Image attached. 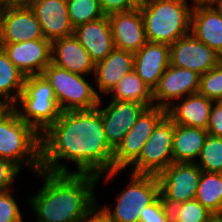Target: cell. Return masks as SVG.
<instances>
[{"label": "cell", "mask_w": 222, "mask_h": 222, "mask_svg": "<svg viewBox=\"0 0 222 222\" xmlns=\"http://www.w3.org/2000/svg\"><path fill=\"white\" fill-rule=\"evenodd\" d=\"M195 199L213 214H222V173L202 171Z\"/></svg>", "instance_id": "27"}, {"label": "cell", "mask_w": 222, "mask_h": 222, "mask_svg": "<svg viewBox=\"0 0 222 222\" xmlns=\"http://www.w3.org/2000/svg\"><path fill=\"white\" fill-rule=\"evenodd\" d=\"M82 222H114L106 211L97 204L88 212Z\"/></svg>", "instance_id": "37"}, {"label": "cell", "mask_w": 222, "mask_h": 222, "mask_svg": "<svg viewBox=\"0 0 222 222\" xmlns=\"http://www.w3.org/2000/svg\"><path fill=\"white\" fill-rule=\"evenodd\" d=\"M202 170L197 164L173 162L156 176L160 186V196L169 207L195 199Z\"/></svg>", "instance_id": "10"}, {"label": "cell", "mask_w": 222, "mask_h": 222, "mask_svg": "<svg viewBox=\"0 0 222 222\" xmlns=\"http://www.w3.org/2000/svg\"><path fill=\"white\" fill-rule=\"evenodd\" d=\"M190 33L222 57V15L213 5L193 6Z\"/></svg>", "instance_id": "21"}, {"label": "cell", "mask_w": 222, "mask_h": 222, "mask_svg": "<svg viewBox=\"0 0 222 222\" xmlns=\"http://www.w3.org/2000/svg\"><path fill=\"white\" fill-rule=\"evenodd\" d=\"M72 110L61 116L41 135V170L56 174H91L109 181L121 171H112L114 149L105 137L99 106ZM61 159L74 162L70 171Z\"/></svg>", "instance_id": "1"}, {"label": "cell", "mask_w": 222, "mask_h": 222, "mask_svg": "<svg viewBox=\"0 0 222 222\" xmlns=\"http://www.w3.org/2000/svg\"><path fill=\"white\" fill-rule=\"evenodd\" d=\"M127 189L117 196L114 210L102 207L114 222H139L140 213L160 196L156 175L131 173Z\"/></svg>", "instance_id": "7"}, {"label": "cell", "mask_w": 222, "mask_h": 222, "mask_svg": "<svg viewBox=\"0 0 222 222\" xmlns=\"http://www.w3.org/2000/svg\"><path fill=\"white\" fill-rule=\"evenodd\" d=\"M188 0H144L139 2L146 39L173 44L190 33L193 5Z\"/></svg>", "instance_id": "4"}, {"label": "cell", "mask_w": 222, "mask_h": 222, "mask_svg": "<svg viewBox=\"0 0 222 222\" xmlns=\"http://www.w3.org/2000/svg\"><path fill=\"white\" fill-rule=\"evenodd\" d=\"M194 3H192V5H199V4H211L212 2H214L215 0H193Z\"/></svg>", "instance_id": "41"}, {"label": "cell", "mask_w": 222, "mask_h": 222, "mask_svg": "<svg viewBox=\"0 0 222 222\" xmlns=\"http://www.w3.org/2000/svg\"><path fill=\"white\" fill-rule=\"evenodd\" d=\"M0 24L3 43H21L45 39L34 11L29 7L14 5L2 7Z\"/></svg>", "instance_id": "13"}, {"label": "cell", "mask_w": 222, "mask_h": 222, "mask_svg": "<svg viewBox=\"0 0 222 222\" xmlns=\"http://www.w3.org/2000/svg\"><path fill=\"white\" fill-rule=\"evenodd\" d=\"M105 15L116 12H126L139 7L137 0H98Z\"/></svg>", "instance_id": "35"}, {"label": "cell", "mask_w": 222, "mask_h": 222, "mask_svg": "<svg viewBox=\"0 0 222 222\" xmlns=\"http://www.w3.org/2000/svg\"><path fill=\"white\" fill-rule=\"evenodd\" d=\"M198 159L202 171L222 173V137L207 135Z\"/></svg>", "instance_id": "29"}, {"label": "cell", "mask_w": 222, "mask_h": 222, "mask_svg": "<svg viewBox=\"0 0 222 222\" xmlns=\"http://www.w3.org/2000/svg\"><path fill=\"white\" fill-rule=\"evenodd\" d=\"M25 77L2 49L0 51V101L7 107H13L16 104L23 90Z\"/></svg>", "instance_id": "25"}, {"label": "cell", "mask_w": 222, "mask_h": 222, "mask_svg": "<svg viewBox=\"0 0 222 222\" xmlns=\"http://www.w3.org/2000/svg\"><path fill=\"white\" fill-rule=\"evenodd\" d=\"M139 222H172L171 210L159 196L140 213Z\"/></svg>", "instance_id": "32"}, {"label": "cell", "mask_w": 222, "mask_h": 222, "mask_svg": "<svg viewBox=\"0 0 222 222\" xmlns=\"http://www.w3.org/2000/svg\"><path fill=\"white\" fill-rule=\"evenodd\" d=\"M20 171L11 161L0 158V192L12 190L13 181Z\"/></svg>", "instance_id": "34"}, {"label": "cell", "mask_w": 222, "mask_h": 222, "mask_svg": "<svg viewBox=\"0 0 222 222\" xmlns=\"http://www.w3.org/2000/svg\"><path fill=\"white\" fill-rule=\"evenodd\" d=\"M21 104V109L16 107ZM15 108L19 118L42 135L61 116L51 84L43 75L25 77L23 90Z\"/></svg>", "instance_id": "5"}, {"label": "cell", "mask_w": 222, "mask_h": 222, "mask_svg": "<svg viewBox=\"0 0 222 222\" xmlns=\"http://www.w3.org/2000/svg\"><path fill=\"white\" fill-rule=\"evenodd\" d=\"M44 178L40 191L29 199L37 222H82L98 203L95 184L100 177L91 174L36 173Z\"/></svg>", "instance_id": "2"}, {"label": "cell", "mask_w": 222, "mask_h": 222, "mask_svg": "<svg viewBox=\"0 0 222 222\" xmlns=\"http://www.w3.org/2000/svg\"><path fill=\"white\" fill-rule=\"evenodd\" d=\"M133 69L134 53L114 48L104 60L95 64L94 82L98 91L108 94L121 78Z\"/></svg>", "instance_id": "22"}, {"label": "cell", "mask_w": 222, "mask_h": 222, "mask_svg": "<svg viewBox=\"0 0 222 222\" xmlns=\"http://www.w3.org/2000/svg\"><path fill=\"white\" fill-rule=\"evenodd\" d=\"M174 122L166 115L154 128L139 157L130 165L131 173L153 174L167 168L173 159Z\"/></svg>", "instance_id": "8"}, {"label": "cell", "mask_w": 222, "mask_h": 222, "mask_svg": "<svg viewBox=\"0 0 222 222\" xmlns=\"http://www.w3.org/2000/svg\"><path fill=\"white\" fill-rule=\"evenodd\" d=\"M199 93L212 101H222V59L213 69L200 75Z\"/></svg>", "instance_id": "31"}, {"label": "cell", "mask_w": 222, "mask_h": 222, "mask_svg": "<svg viewBox=\"0 0 222 222\" xmlns=\"http://www.w3.org/2000/svg\"><path fill=\"white\" fill-rule=\"evenodd\" d=\"M7 106L0 101V113L6 108Z\"/></svg>", "instance_id": "44"}, {"label": "cell", "mask_w": 222, "mask_h": 222, "mask_svg": "<svg viewBox=\"0 0 222 222\" xmlns=\"http://www.w3.org/2000/svg\"><path fill=\"white\" fill-rule=\"evenodd\" d=\"M172 222H207L214 214L197 199L170 208Z\"/></svg>", "instance_id": "30"}, {"label": "cell", "mask_w": 222, "mask_h": 222, "mask_svg": "<svg viewBox=\"0 0 222 222\" xmlns=\"http://www.w3.org/2000/svg\"><path fill=\"white\" fill-rule=\"evenodd\" d=\"M51 63L84 77L95 72V63L74 35L51 42Z\"/></svg>", "instance_id": "19"}, {"label": "cell", "mask_w": 222, "mask_h": 222, "mask_svg": "<svg viewBox=\"0 0 222 222\" xmlns=\"http://www.w3.org/2000/svg\"><path fill=\"white\" fill-rule=\"evenodd\" d=\"M169 65L170 46L168 44L147 41L134 53L133 70L152 91Z\"/></svg>", "instance_id": "17"}, {"label": "cell", "mask_w": 222, "mask_h": 222, "mask_svg": "<svg viewBox=\"0 0 222 222\" xmlns=\"http://www.w3.org/2000/svg\"><path fill=\"white\" fill-rule=\"evenodd\" d=\"M200 74L190 69L169 65L153 90L154 106L169 108L173 100L198 93Z\"/></svg>", "instance_id": "12"}, {"label": "cell", "mask_w": 222, "mask_h": 222, "mask_svg": "<svg viewBox=\"0 0 222 222\" xmlns=\"http://www.w3.org/2000/svg\"><path fill=\"white\" fill-rule=\"evenodd\" d=\"M147 107L138 102L113 101L99 109L106 140L115 149Z\"/></svg>", "instance_id": "14"}, {"label": "cell", "mask_w": 222, "mask_h": 222, "mask_svg": "<svg viewBox=\"0 0 222 222\" xmlns=\"http://www.w3.org/2000/svg\"><path fill=\"white\" fill-rule=\"evenodd\" d=\"M3 44L9 59L25 76L42 75L51 63V42L47 39Z\"/></svg>", "instance_id": "15"}, {"label": "cell", "mask_w": 222, "mask_h": 222, "mask_svg": "<svg viewBox=\"0 0 222 222\" xmlns=\"http://www.w3.org/2000/svg\"><path fill=\"white\" fill-rule=\"evenodd\" d=\"M42 75L51 84L62 112L98 106L100 93L83 77L50 63Z\"/></svg>", "instance_id": "6"}, {"label": "cell", "mask_w": 222, "mask_h": 222, "mask_svg": "<svg viewBox=\"0 0 222 222\" xmlns=\"http://www.w3.org/2000/svg\"><path fill=\"white\" fill-rule=\"evenodd\" d=\"M14 0H0L1 7H7L13 5Z\"/></svg>", "instance_id": "42"}, {"label": "cell", "mask_w": 222, "mask_h": 222, "mask_svg": "<svg viewBox=\"0 0 222 222\" xmlns=\"http://www.w3.org/2000/svg\"><path fill=\"white\" fill-rule=\"evenodd\" d=\"M67 5L69 19L74 28L105 16L98 0H67Z\"/></svg>", "instance_id": "28"}, {"label": "cell", "mask_w": 222, "mask_h": 222, "mask_svg": "<svg viewBox=\"0 0 222 222\" xmlns=\"http://www.w3.org/2000/svg\"><path fill=\"white\" fill-rule=\"evenodd\" d=\"M114 46L117 49L136 53L146 43L143 16L140 8L108 15Z\"/></svg>", "instance_id": "16"}, {"label": "cell", "mask_w": 222, "mask_h": 222, "mask_svg": "<svg viewBox=\"0 0 222 222\" xmlns=\"http://www.w3.org/2000/svg\"><path fill=\"white\" fill-rule=\"evenodd\" d=\"M0 158L21 167L41 171V135L19 118L14 107L0 113Z\"/></svg>", "instance_id": "3"}, {"label": "cell", "mask_w": 222, "mask_h": 222, "mask_svg": "<svg viewBox=\"0 0 222 222\" xmlns=\"http://www.w3.org/2000/svg\"><path fill=\"white\" fill-rule=\"evenodd\" d=\"M166 115L167 109L158 106L148 107L141 113L114 149L112 171L125 170L139 157L154 128Z\"/></svg>", "instance_id": "9"}, {"label": "cell", "mask_w": 222, "mask_h": 222, "mask_svg": "<svg viewBox=\"0 0 222 222\" xmlns=\"http://www.w3.org/2000/svg\"><path fill=\"white\" fill-rule=\"evenodd\" d=\"M31 9L34 11L45 39L50 42L73 35L67 0H41Z\"/></svg>", "instance_id": "18"}, {"label": "cell", "mask_w": 222, "mask_h": 222, "mask_svg": "<svg viewBox=\"0 0 222 222\" xmlns=\"http://www.w3.org/2000/svg\"><path fill=\"white\" fill-rule=\"evenodd\" d=\"M3 40H2V30H1V24H0V51L3 49Z\"/></svg>", "instance_id": "43"}, {"label": "cell", "mask_w": 222, "mask_h": 222, "mask_svg": "<svg viewBox=\"0 0 222 222\" xmlns=\"http://www.w3.org/2000/svg\"><path fill=\"white\" fill-rule=\"evenodd\" d=\"M180 101V104H172L167 108V116L174 124L206 129L214 101L199 92L190 94Z\"/></svg>", "instance_id": "23"}, {"label": "cell", "mask_w": 222, "mask_h": 222, "mask_svg": "<svg viewBox=\"0 0 222 222\" xmlns=\"http://www.w3.org/2000/svg\"><path fill=\"white\" fill-rule=\"evenodd\" d=\"M214 103L206 130L208 135L222 137V101H214Z\"/></svg>", "instance_id": "36"}, {"label": "cell", "mask_w": 222, "mask_h": 222, "mask_svg": "<svg viewBox=\"0 0 222 222\" xmlns=\"http://www.w3.org/2000/svg\"><path fill=\"white\" fill-rule=\"evenodd\" d=\"M211 5L222 15V0H215Z\"/></svg>", "instance_id": "39"}, {"label": "cell", "mask_w": 222, "mask_h": 222, "mask_svg": "<svg viewBox=\"0 0 222 222\" xmlns=\"http://www.w3.org/2000/svg\"><path fill=\"white\" fill-rule=\"evenodd\" d=\"M41 0H14L13 5L17 7H29L31 8L35 3Z\"/></svg>", "instance_id": "38"}, {"label": "cell", "mask_w": 222, "mask_h": 222, "mask_svg": "<svg viewBox=\"0 0 222 222\" xmlns=\"http://www.w3.org/2000/svg\"><path fill=\"white\" fill-rule=\"evenodd\" d=\"M208 132L200 127L174 124L173 159L174 162H196Z\"/></svg>", "instance_id": "24"}, {"label": "cell", "mask_w": 222, "mask_h": 222, "mask_svg": "<svg viewBox=\"0 0 222 222\" xmlns=\"http://www.w3.org/2000/svg\"><path fill=\"white\" fill-rule=\"evenodd\" d=\"M111 100L128 101L144 104L147 108L154 106L153 91L134 70L124 75L117 85L110 90Z\"/></svg>", "instance_id": "26"}, {"label": "cell", "mask_w": 222, "mask_h": 222, "mask_svg": "<svg viewBox=\"0 0 222 222\" xmlns=\"http://www.w3.org/2000/svg\"><path fill=\"white\" fill-rule=\"evenodd\" d=\"M207 222H222V214H214Z\"/></svg>", "instance_id": "40"}, {"label": "cell", "mask_w": 222, "mask_h": 222, "mask_svg": "<svg viewBox=\"0 0 222 222\" xmlns=\"http://www.w3.org/2000/svg\"><path fill=\"white\" fill-rule=\"evenodd\" d=\"M10 191L0 192V222H24L18 202Z\"/></svg>", "instance_id": "33"}, {"label": "cell", "mask_w": 222, "mask_h": 222, "mask_svg": "<svg viewBox=\"0 0 222 222\" xmlns=\"http://www.w3.org/2000/svg\"><path fill=\"white\" fill-rule=\"evenodd\" d=\"M73 35L95 64L104 60L115 48L108 15L75 27Z\"/></svg>", "instance_id": "20"}, {"label": "cell", "mask_w": 222, "mask_h": 222, "mask_svg": "<svg viewBox=\"0 0 222 222\" xmlns=\"http://www.w3.org/2000/svg\"><path fill=\"white\" fill-rule=\"evenodd\" d=\"M170 65L190 69L200 75L213 69L222 59L191 33L170 44Z\"/></svg>", "instance_id": "11"}]
</instances>
